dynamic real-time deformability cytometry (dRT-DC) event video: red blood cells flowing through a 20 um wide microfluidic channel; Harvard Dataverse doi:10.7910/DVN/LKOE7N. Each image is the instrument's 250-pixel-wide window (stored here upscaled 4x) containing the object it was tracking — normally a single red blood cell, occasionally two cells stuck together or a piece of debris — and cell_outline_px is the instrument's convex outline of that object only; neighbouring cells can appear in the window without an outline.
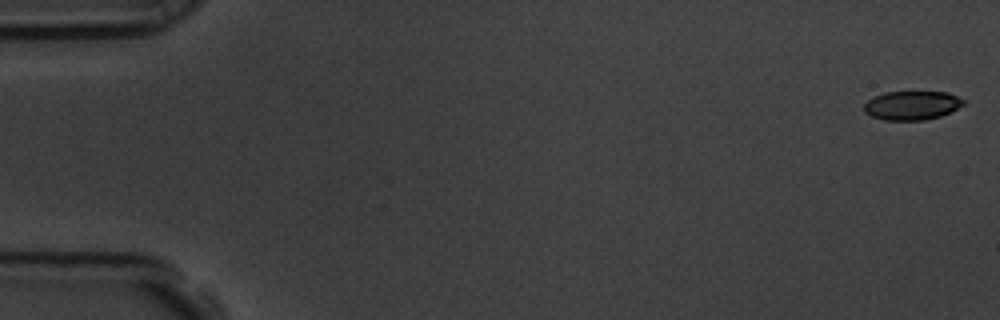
{"species": "common noctule bat (a hibernating species)", "species_latin": "Nyctalus noctula", "temperature_condition": "room temperature", "stored_images_in_passage": 58, "camera_frame_rate_fps": 3000, "um_per_image_px": 0.085, "animal": {"sex": "male", "body_mass_g": 19.5, "forearm_length_mm": 54.6}, "frame": {"image": 1, "passage_image": 1, "time_ms": 0.0, "image_size_px": [1000, 320], "cell_outline_px": [[964, 104], [940, 116], [924, 120], [884, 120], [872, 116], [864, 112], [864, 104], [868, 100], [884, 92], [948, 92], [964, 100]], "centroid_in_image_um": [77.48, 8.96], "position_along_channel_um": 7.5, "area_um2": 16.53}}
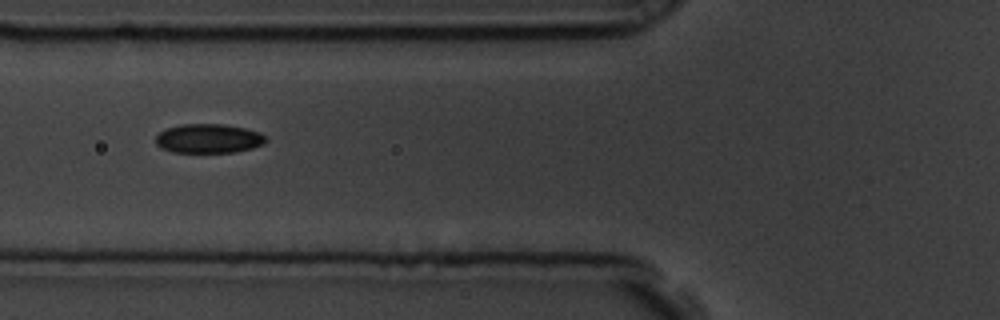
{"frame": {"image": 2, "passage_image": 22, "time_ms": 7.0, "image_size_px": [1000, 320], "cell_outline_px": [[268, 140], [264, 144], [252, 148], [236, 152], [172, 152], [160, 148], [156, 144], [156, 136], [164, 128], [180, 124], [224, 124], [244, 128], [260, 132], [268, 136]], "centroid_in_image_um": [17.74, 11.77], "position_along_channel_um": 108.1, "area_um2": 19.02}}
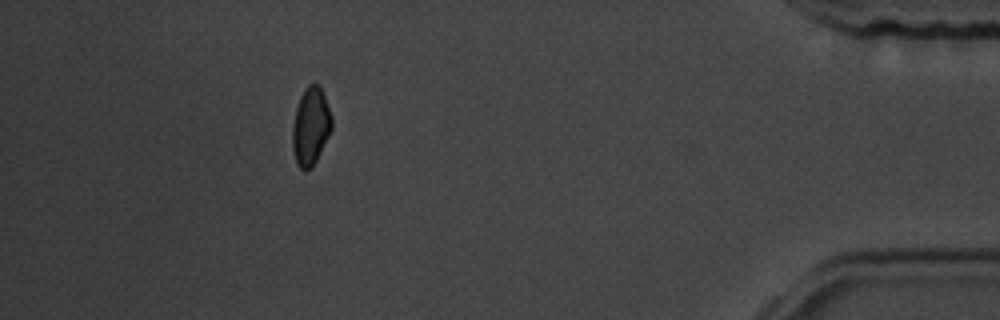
{"frame": {"image": 3, "passage_image": 52, "time_ms": 17.0, "image_size_px": [1000, 320], "cell_outline_px": [[332, 128], [316, 160], [304, 172], [296, 164], [292, 148], [292, 128], [296, 108], [300, 96], [304, 88], [308, 84], [316, 84], [320, 88], [324, 96], [332, 116]], "centroid_in_image_um": [26.38, 10.73], "position_along_channel_um": 408.8, "area_um2": 17.63}, "authors_computed_cell_mechanics": {"area_um2": 18.3804, "velocity_mm_per_s": 3.5553, "shape_relaxation_time_tau1_ms": 3.59, "shape_relaxation_time_tau2_ms": null, "deformation_change_tau1": 0.1015, "deformation_change_tau2": null}}